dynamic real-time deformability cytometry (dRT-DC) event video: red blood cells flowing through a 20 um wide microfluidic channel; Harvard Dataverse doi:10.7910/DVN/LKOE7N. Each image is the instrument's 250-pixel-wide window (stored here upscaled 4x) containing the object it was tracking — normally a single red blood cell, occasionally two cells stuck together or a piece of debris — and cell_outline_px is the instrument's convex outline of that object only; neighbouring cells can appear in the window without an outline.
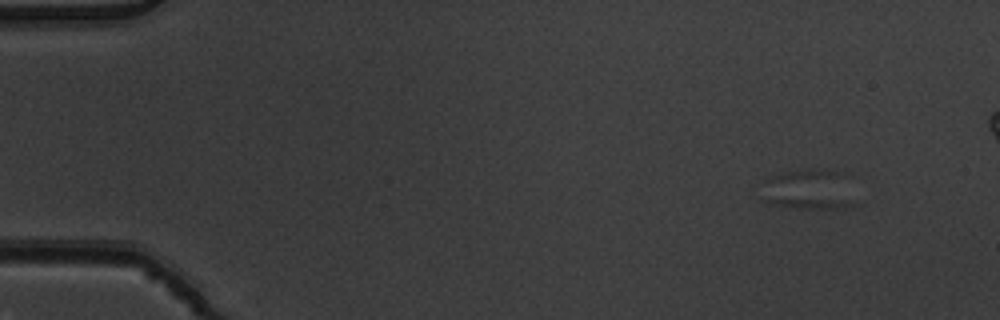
{"species": "common noctule bat (a hibernating species)", "species_latin": "Nyctalus noctula", "temperature_condition": "warm", "stored_images_in_passage": 6, "segment_of_instrument_passage": [2, 2], "camera_frame_rate_fps": 3000, "um_per_image_px": 0.085, "animal": {"sex": "male", "body_mass_g": 19.5, "forearm_length_mm": 54.6}, "frame": {"image": 1, "passage_image": 6, "time_ms": 1.667, "image_size_px": [1000, 320], "cell_outline_px": [[856, 204], [844, 208], [800, 208], [772, 204], [760, 200], [764, 180], [772, 176], [788, 172], [836, 172]], "centroid_in_image_um": [68.58, 16.2], "position_along_channel_um": 16.4, "area_um2": 20.46}}